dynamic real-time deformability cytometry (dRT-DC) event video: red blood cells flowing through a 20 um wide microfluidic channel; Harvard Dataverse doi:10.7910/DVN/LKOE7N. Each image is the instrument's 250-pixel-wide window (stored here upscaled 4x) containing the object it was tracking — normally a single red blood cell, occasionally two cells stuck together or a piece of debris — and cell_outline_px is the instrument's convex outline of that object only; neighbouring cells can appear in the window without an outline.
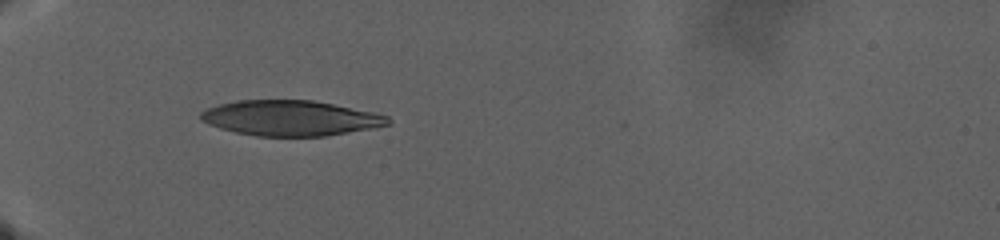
{"species": "human", "species_latin": "Homo sapiens", "temperature_condition": "warm", "stored_images_in_passage": 57, "camera_frame_rate_fps": 3000, "um_per_image_px": 0.085, "donor": {"sex": "male"}, "frame": {"image": 1, "passage_image": 1, "time_ms": 0.0, "image_size_px": [1000, 240], "cell_outline_px": [[356, 112], [352, 128], [336, 132], [308, 136], [276, 136], [232, 104], [260, 100], [300, 100], [324, 104], [344, 108]], "centroid_in_image_um": [25.33, 9.95], "position_along_channel_um": 59.7, "area_um2": 23.12}}
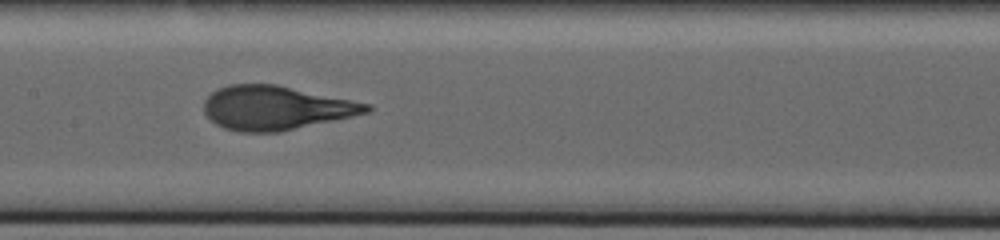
{"frame": {"image": 2, "passage_image": 25, "time_ms": 8.0, "image_size_px": [1000, 240], "cell_outline_px": [[368, 108], [336, 116], [280, 128], [244, 128], [228, 124], [224, 120], [216, 96], [220, 92], [232, 88], [280, 88]], "centroid_in_image_um": [23.52, 9.15], "position_along_channel_um": 183.9, "area_um2": 29.54}}
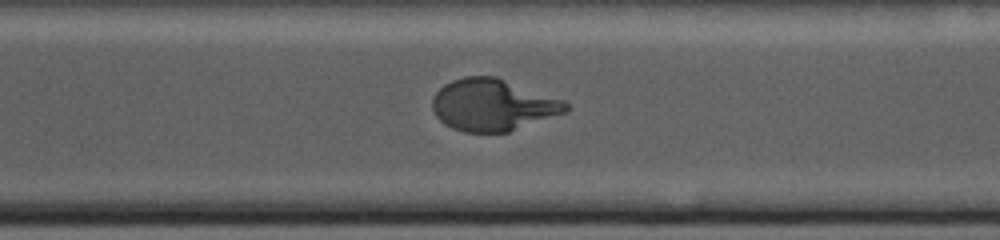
{"frame": {"image": 3, "passage_image": 49, "time_ms": 16.0, "image_size_px": [1000, 240], "cell_outline_px": [[548, 112], [500, 132], [480, 132], [440, 92], [444, 88], [460, 80], [496, 80], [536, 104]], "centroid_in_image_um": [41.72, 8.9], "position_along_channel_um": 328.9, "area_um2": 24.68}}